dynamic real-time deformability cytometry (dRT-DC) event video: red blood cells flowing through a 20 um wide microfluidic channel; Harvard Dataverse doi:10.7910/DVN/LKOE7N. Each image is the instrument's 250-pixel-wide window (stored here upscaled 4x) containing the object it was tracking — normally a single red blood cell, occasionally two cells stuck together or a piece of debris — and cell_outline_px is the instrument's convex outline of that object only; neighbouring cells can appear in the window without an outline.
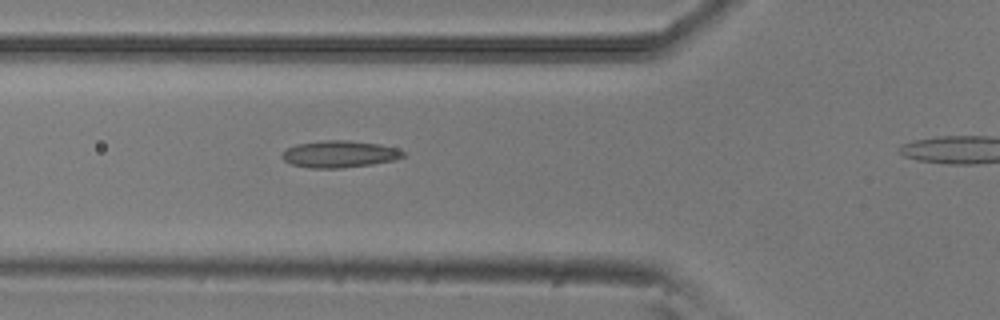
{"species": "common noctule bat (a hibernating species)", "species_latin": "Nyctalus noctula", "temperature_condition": "room temperature", "stored_images_in_passage": 28, "camera_frame_rate_fps": 3000, "um_per_image_px": 0.085, "animal": {"sex": "male", "body_mass_g": 20.5, "forearm_length_mm": 52.5}, "frame": {"image": 1, "passage_image": 4, "time_ms": 1.0, "image_size_px": [1000, 320], "cell_outline_px": [[404, 156], [396, 160], [372, 164], [340, 168], [308, 168], [292, 164], [284, 160], [280, 156], [288, 148], [296, 144], [324, 140], [348, 140], [376, 144], [396, 148], [404, 152]], "centroid_in_image_um": [28.84, 13.1], "position_along_channel_um": 97.0, "area_um2": 18.84}}
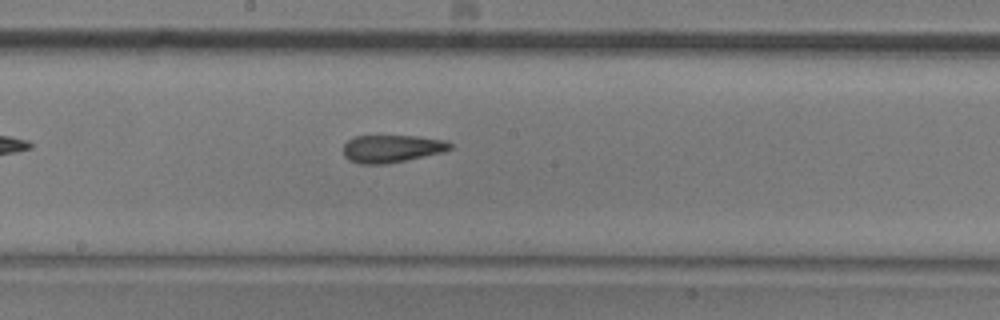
{"frame": {"image": 2, "passage_image": 13, "time_ms": 4.0, "image_size_px": [1000, 320], "cell_outline_px": [[452, 148], [444, 152], [388, 164], [360, 164], [348, 160], [344, 156], [344, 144], [352, 136], [416, 136], [444, 140], [452, 144]], "centroid_in_image_um": [33.29, 12.64], "position_along_channel_um": 214.9, "area_um2": 17.28}}
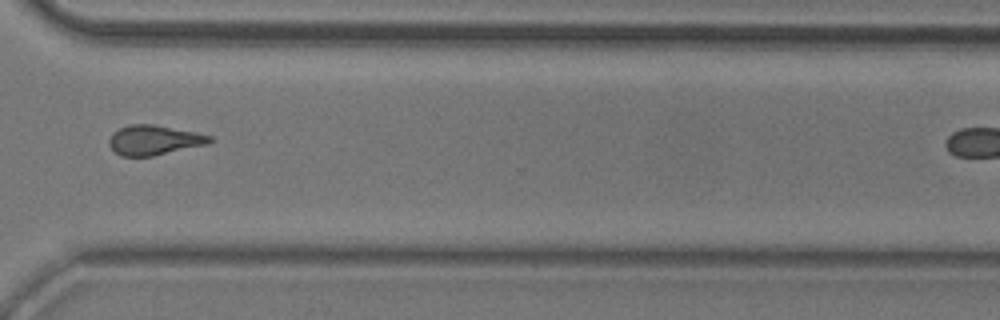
{"frame": {"image": 3, "passage_image": 24, "time_ms": 7.667, "image_size_px": [1000, 320], "cell_outline_px": [[212, 140], [208, 144], [152, 156], [120, 156], [108, 144], [108, 140], [112, 132], [128, 124], [152, 124], [196, 132], [212, 136]], "centroid_in_image_um": [13.07, 11.9], "position_along_channel_um": 357.5, "area_um2": 17.46}}